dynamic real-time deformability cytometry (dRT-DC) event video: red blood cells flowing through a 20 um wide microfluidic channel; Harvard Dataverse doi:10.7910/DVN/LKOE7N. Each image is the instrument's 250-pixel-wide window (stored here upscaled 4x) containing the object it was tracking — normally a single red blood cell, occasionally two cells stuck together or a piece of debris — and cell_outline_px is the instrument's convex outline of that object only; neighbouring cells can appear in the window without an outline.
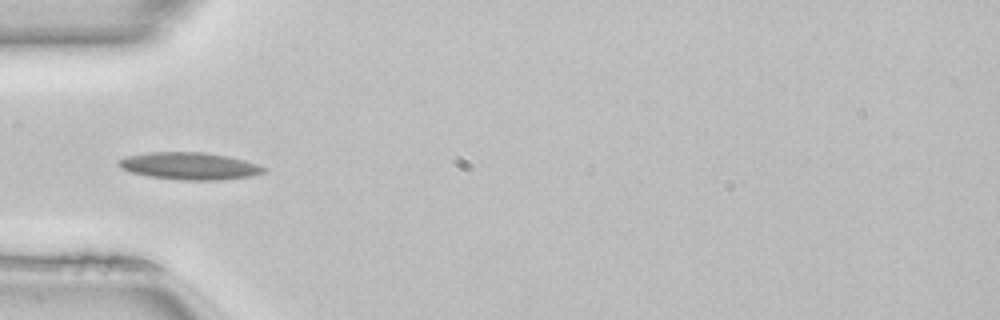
{"species": "common noctule bat (a hibernating species)", "species_latin": "Nyctalus noctula", "temperature_condition": "room temperature", "stored_images_in_passage": 49, "camera_frame_rate_fps": 3000, "um_per_image_px": 0.085, "animal": {"sex": "female", "body_mass_g": 22.7, "forearm_length_mm": 54.2}, "frame": {"image": 1, "passage_image": 15, "time_ms": 4.667, "image_size_px": [1000, 320], "cell_outline_px": [[268, 168], [264, 172], [248, 176], [224, 180], [184, 180], [148, 176], [128, 172], [120, 168], [116, 164], [120, 160], [128, 156], [148, 152], [204, 152], [228, 156], [244, 160]], "centroid_in_image_um": [16.08, 14.11], "position_along_channel_um": 68.9, "area_um2": 23.0}}